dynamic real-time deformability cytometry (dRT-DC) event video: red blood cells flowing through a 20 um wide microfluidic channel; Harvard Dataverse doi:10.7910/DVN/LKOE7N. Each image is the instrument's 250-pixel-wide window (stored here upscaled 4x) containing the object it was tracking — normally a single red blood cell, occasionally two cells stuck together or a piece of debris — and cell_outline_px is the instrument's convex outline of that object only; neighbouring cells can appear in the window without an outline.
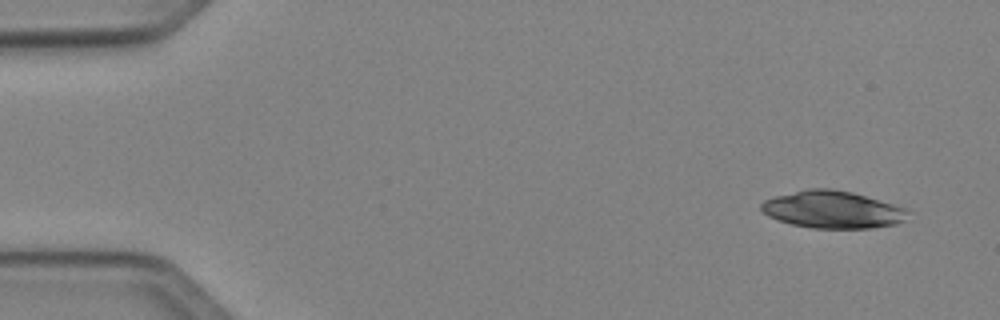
{"species": "Egyptian fruit bat (a non-hibernating species)", "species_latin": "Rousettus aegyptiacus", "temperature_condition": "cold", "stored_images_in_passage": 5, "camera_frame_rate_fps": 3000, "um_per_image_px": 0.085, "animal": {"sex": "female"}, "frame": {"image": 1, "passage_image": 1, "time_ms": 0.0, "image_size_px": [1000, 320], "cell_outline_px": [[912, 212], [904, 220], [896, 224], [872, 228], [812, 228], [792, 224], [768, 216], [760, 208], [760, 204], [764, 200], [772, 196], [808, 188], [832, 188], [852, 192], [908, 208]], "centroid_in_image_um": [70.79, 17.8], "position_along_channel_um": 14.2, "area_um2": 32.14}}
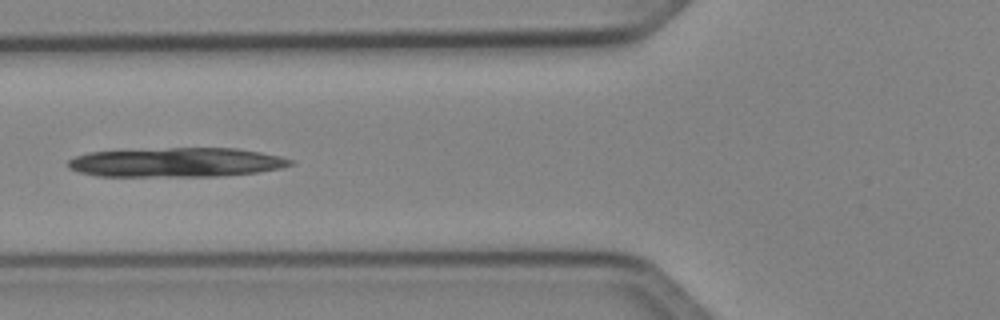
{"frame": {"image": 2, "passage_image": 5, "time_ms": 5.333, "image_size_px": [1000, 320], "cell_outline_px": [[296, 164], [280, 168], [256, 172], [216, 176], [96, 176], [80, 172], [68, 168], [68, 160], [76, 156], [88, 152], [168, 148], [236, 148], [260, 152], [280, 156], [296, 160]], "centroid_in_image_um": [15.02, 13.8], "position_along_channel_um": 110.8, "area_um2": 37.97}}